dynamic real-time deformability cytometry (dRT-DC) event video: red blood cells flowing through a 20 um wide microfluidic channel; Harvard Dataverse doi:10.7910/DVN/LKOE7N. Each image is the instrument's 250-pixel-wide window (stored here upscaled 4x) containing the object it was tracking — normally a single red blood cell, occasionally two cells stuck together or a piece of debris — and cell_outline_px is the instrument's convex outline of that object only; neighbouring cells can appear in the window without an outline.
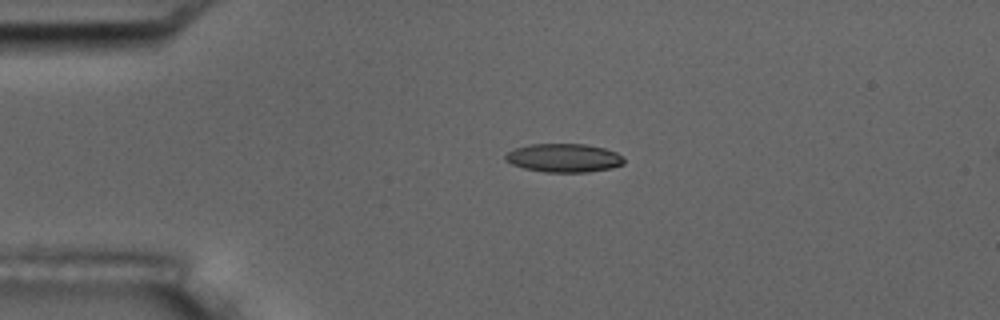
{"species": "common noctule bat (a hibernating species)", "species_latin": "Nyctalus noctula", "temperature_condition": "room temperature", "stored_images_in_passage": 2, "camera_frame_rate_fps": 3000, "um_per_image_px": 0.085, "animal": {"sex": "male", "body_mass_g": 17.5, "forearm_length_mm": 52.3}, "frame": {"image": 1, "passage_image": 1, "time_ms": 0.0, "image_size_px": [1000, 320], "cell_outline_px": [[624, 164], [612, 168], [588, 172], [544, 172], [524, 168], [512, 164], [504, 160], [504, 156], [508, 152], [516, 148], [532, 144], [584, 144], [604, 148], [616, 152], [624, 160]], "centroid_in_image_um": [47.92, 13.43], "position_along_channel_um": 37.1, "area_um2": 19.65}}